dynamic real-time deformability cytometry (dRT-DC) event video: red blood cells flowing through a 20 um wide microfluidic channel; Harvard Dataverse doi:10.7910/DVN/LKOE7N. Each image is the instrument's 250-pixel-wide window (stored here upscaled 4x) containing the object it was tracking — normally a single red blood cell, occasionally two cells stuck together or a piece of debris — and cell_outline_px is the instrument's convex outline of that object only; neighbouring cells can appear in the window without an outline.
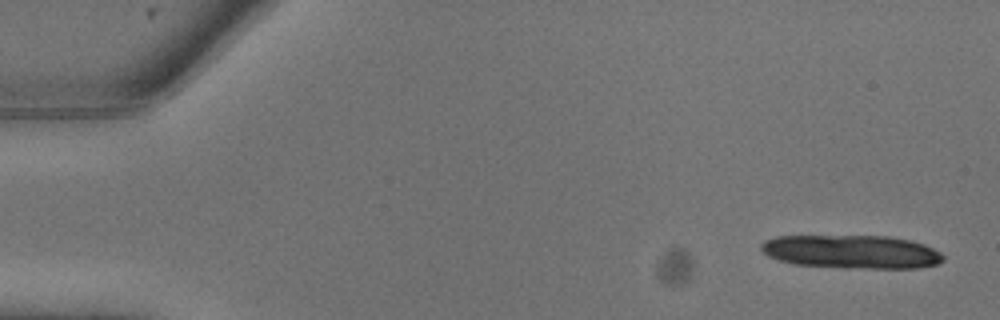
{"species": "common noctule bat (a hibernating species)", "species_latin": "Nyctalus noctula", "temperature_condition": "warm", "stored_images_in_passage": 9, "camera_frame_rate_fps": 3000, "um_per_image_px": 0.085, "animal": {"sex": "male", "body_mass_g": 13.3}, "frame": {"image": 1, "passage_image": 1, "time_ms": 0.0, "image_size_px": [1000, 320], "cell_outline_px": [[944, 260], [936, 264], [920, 268], [844, 268], [792, 264], [768, 256], [760, 248], [760, 244], [764, 240], [776, 236], [888, 236], [908, 240], [924, 244], [940, 252], [944, 256]], "centroid_in_image_um": [72.37, 21.4], "position_along_channel_um": 12.6, "area_um2": 35.66}}
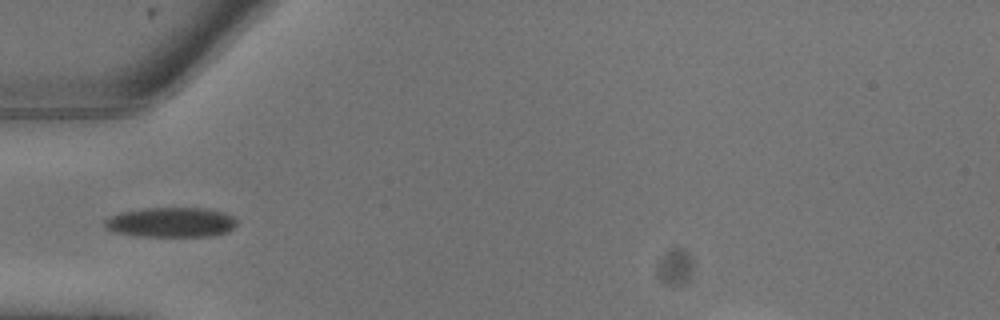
{"frame": {"image": 2, "passage_image": 8, "time_ms": 2.333, "image_size_px": [1000, 320], "cell_outline_px": [[236, 224], [232, 228], [224, 232], [212, 236], [136, 236], [116, 232], [104, 228], [104, 220], [108, 216], [120, 212], [140, 208], [208, 208], [224, 212], [232, 216], [236, 220]], "centroid_in_image_um": [14.48, 18.88], "position_along_channel_um": 70.5, "area_um2": 23.12}}